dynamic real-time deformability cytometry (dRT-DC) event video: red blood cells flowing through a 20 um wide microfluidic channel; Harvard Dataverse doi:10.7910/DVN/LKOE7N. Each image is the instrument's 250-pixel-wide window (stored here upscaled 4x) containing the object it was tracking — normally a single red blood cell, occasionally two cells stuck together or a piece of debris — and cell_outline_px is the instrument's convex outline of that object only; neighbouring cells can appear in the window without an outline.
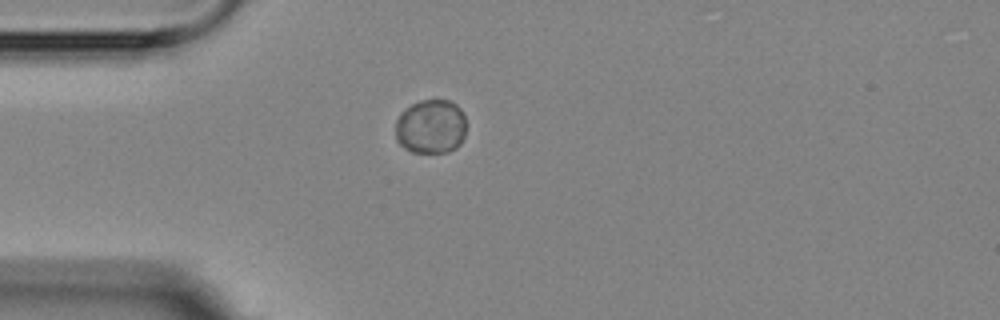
{"species": "Egyptian fruit bat (a non-hibernating species)", "species_latin": "Rousettus aegyptiacus", "temperature_condition": "room temperature", "stored_images_in_passage": 5, "camera_frame_rate_fps": 3000, "um_per_image_px": 0.085, "animal": {"sex": "female"}, "frame": {"image": 1, "passage_image": 5, "time_ms": 5.333, "image_size_px": [1000, 320], "cell_outline_px": [[464, 136], [460, 144], [456, 148], [448, 152], [412, 152], [404, 148], [396, 140], [396, 120], [400, 112], [404, 108], [420, 100], [448, 100], [456, 104], [464, 112]], "centroid_in_image_um": [36.6, 10.75], "position_along_channel_um": 48.4, "area_um2": 22.54}}